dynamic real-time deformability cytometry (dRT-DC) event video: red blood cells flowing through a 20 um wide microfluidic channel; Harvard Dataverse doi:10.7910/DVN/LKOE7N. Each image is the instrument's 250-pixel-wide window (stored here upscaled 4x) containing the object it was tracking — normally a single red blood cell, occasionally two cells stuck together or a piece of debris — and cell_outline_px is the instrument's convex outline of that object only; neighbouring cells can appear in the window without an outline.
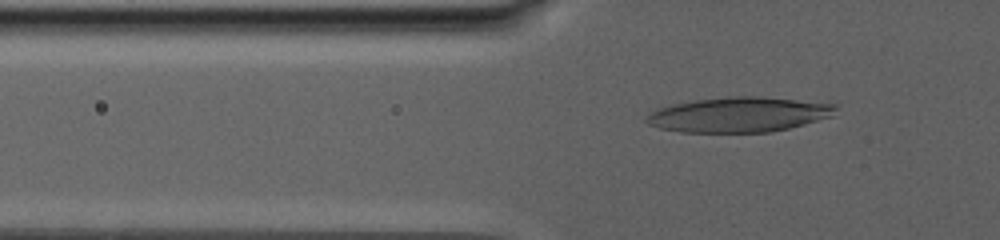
{"species": "human", "species_latin": "Homo sapiens", "temperature_condition": "warm", "stored_images_in_passage": 73, "camera_frame_rate_fps": 3000, "um_per_image_px": 0.085, "donor": {"sex": "male"}, "frame": {"image": 1, "passage_image": 21, "time_ms": 7.333, "image_size_px": [1000, 240], "cell_outline_px": [[836, 108], [832, 116], [804, 124], [772, 132], [680, 132], [660, 128], [648, 124], [644, 120], [652, 112], [660, 108], [672, 104], [696, 100], [736, 96], [760, 96], [836, 104]], "centroid_in_image_um": [62.81, 9.74], "position_along_channel_um": 63.0, "area_um2": 38.26}}
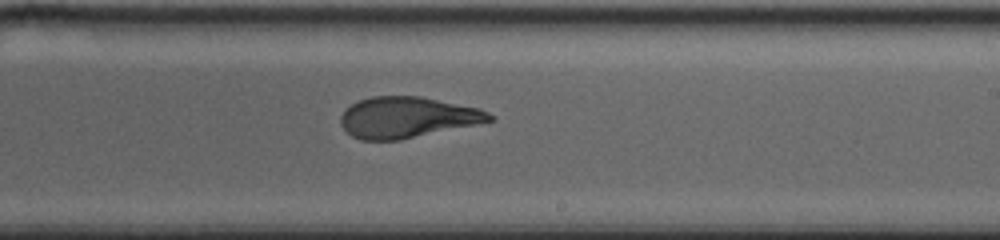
{"frame": {"image": 2, "passage_image": 44, "time_ms": 15.333, "image_size_px": [1000, 240], "cell_outline_px": [[496, 120], [400, 140], [360, 140], [352, 136], [340, 124], [340, 116], [352, 104], [360, 100], [372, 96], [420, 96], [480, 108], [488, 112]], "centroid_in_image_um": [34.62, 9.98], "position_along_channel_um": 254.4, "area_um2": 35.37}}
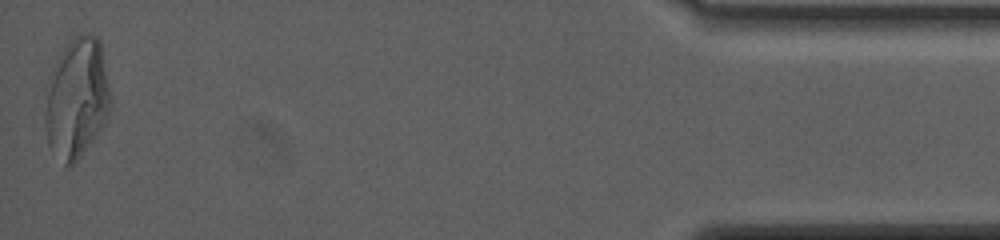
{"frame": {"image": 3, "passage_image": 73, "time_ms": 25.0, "image_size_px": [1000, 240], "cell_outline_px": [[112, 104], [104, 124], [80, 156], [68, 168], [64, 164], [48, 144], [44, 128], [44, 120], [48, 92], [52, 68], [60, 52], [72, 36], [80, 32], [88, 32], [96, 36], [100, 40], [112, 96]], "centroid_in_image_um": [6.55, 8.29], "position_along_channel_um": 428.6, "area_um2": 46.01}, "authors_computed_cell_mechanics": {"area_um2": 38.2636, "velocity_mm_per_s": 2.5504, "shape_relaxation_time_tau1_ms": null, "shape_relaxation_time_tau2_ms": 2.2273, "deformation_change_tau1": null, "deformation_change_tau2": 0.0992}}